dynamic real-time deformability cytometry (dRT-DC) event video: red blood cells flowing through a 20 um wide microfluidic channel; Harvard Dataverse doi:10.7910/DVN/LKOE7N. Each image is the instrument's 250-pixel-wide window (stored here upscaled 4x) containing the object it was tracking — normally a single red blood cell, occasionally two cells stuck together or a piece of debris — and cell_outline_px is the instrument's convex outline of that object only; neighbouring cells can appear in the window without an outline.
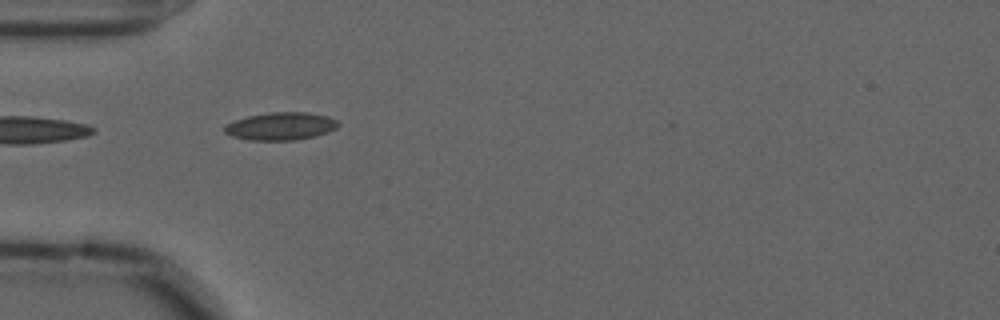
{"species": "common noctule bat (a hibernating species)", "species_latin": "Nyctalus noctula", "temperature_condition": "cold", "stored_images_in_passage": 40, "camera_frame_rate_fps": 3000, "um_per_image_px": 0.085, "animal": {"sex": "male", "forearm_length_mm": 52.5}, "frame": {"image": 1, "passage_image": 1, "time_ms": 0.0, "image_size_px": [1000, 320], "cell_outline_px": [[340, 124], [336, 128], [328, 132], [316, 136], [292, 140], [248, 140], [232, 136], [224, 132], [224, 124], [248, 116], [268, 112], [308, 112], [328, 116], [336, 120]], "centroid_in_image_um": [23.86, 10.72], "position_along_channel_um": 61.1, "area_um2": 18.44}}
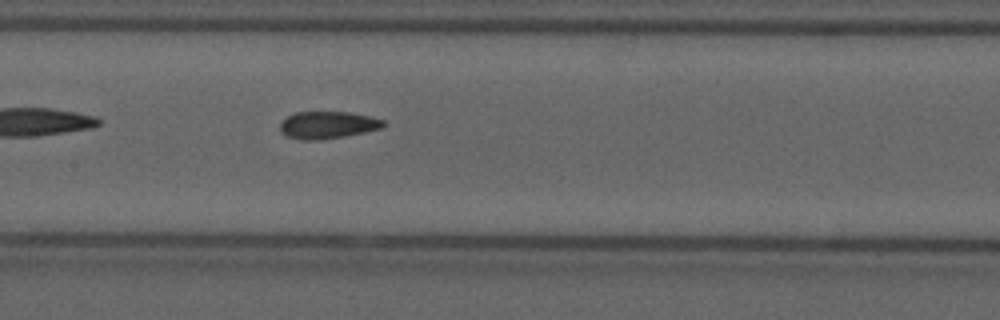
{"frame": {"image": 2, "passage_image": 11, "time_ms": 3.333, "image_size_px": [1000, 320], "cell_outline_px": [[384, 128], [344, 136], [320, 140], [300, 140], [284, 136], [280, 132], [280, 124], [288, 116], [296, 112], [348, 112], [372, 116], [384, 120]], "centroid_in_image_um": [27.85, 10.63], "position_along_channel_um": 179.6, "area_um2": 16.53}}
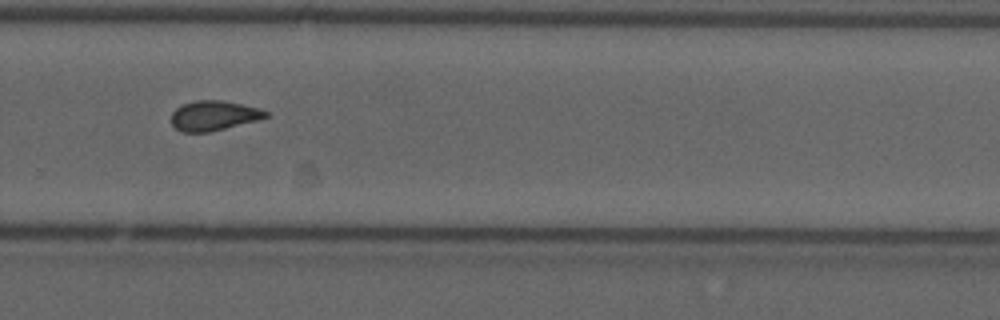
{"frame": {"image": 3, "passage_image": 22, "time_ms": 7.0, "image_size_px": [1000, 320], "cell_outline_px": [[268, 116], [256, 120], [208, 132], [180, 132], [172, 124], [172, 112], [180, 104], [196, 100], [224, 100], [260, 108], [268, 112]], "centroid_in_image_um": [18.14, 9.81], "position_along_channel_um": 311.7, "area_um2": 16.36}, "authors_computed_cell_mechanics": {"area_um2": 16.5308, "velocity_mm_per_s": 3.6186, "shape_relaxation_time_tau1_ms": null, "shape_relaxation_time_tau2_ms": 2.6439, "deformation_change_tau1": null, "deformation_change_tau2": 0.0895}}